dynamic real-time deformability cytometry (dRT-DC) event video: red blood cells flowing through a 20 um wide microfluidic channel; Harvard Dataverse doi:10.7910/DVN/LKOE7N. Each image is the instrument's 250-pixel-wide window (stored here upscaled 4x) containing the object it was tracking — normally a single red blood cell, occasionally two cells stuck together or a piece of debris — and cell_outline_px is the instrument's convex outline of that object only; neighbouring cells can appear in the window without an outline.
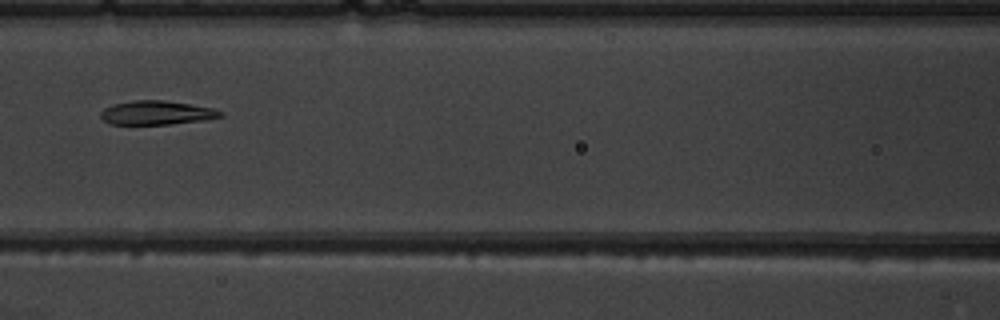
{"species": "common noctule bat (a hibernating species)", "species_latin": "Nyctalus noctula", "temperature_condition": "warm", "stored_images_in_passage": 8, "camera_frame_rate_fps": 3000, "um_per_image_px": 0.085, "animal": {"sex": "male", "body_mass_g": 19.5, "forearm_length_mm": 54.6}, "frame": {"image": 1, "passage_image": 6, "time_ms": 7.0, "image_size_px": [1000, 320], "cell_outline_px": [[224, 116], [208, 120], [172, 124], [112, 124], [104, 120], [100, 116], [100, 112], [104, 108], [112, 104], [132, 100], [164, 100], [212, 108], [224, 112]], "centroid_in_image_um": [13.33, 9.58], "position_along_channel_um": 153.3, "area_um2": 16.82}}
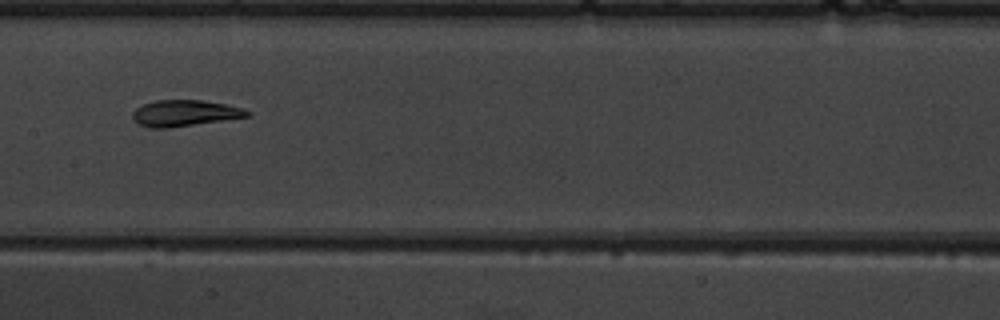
{"frame": {"image": 2, "passage_image": 7, "time_ms": 8.0, "image_size_px": [1000, 320], "cell_outline_px": [[252, 112], [248, 116], [168, 128], [152, 128], [136, 124], [132, 116], [132, 112], [136, 108], [144, 104], [156, 100], [204, 100], [244, 108]], "centroid_in_image_um": [15.66, 9.61], "position_along_channel_um": 191.7, "area_um2": 17.4}}
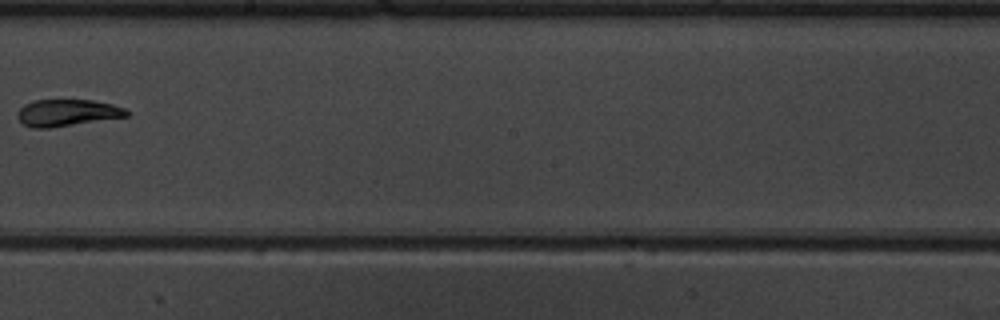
{"frame": {"image": 3, "passage_image": 8, "time_ms": 9.333, "image_size_px": [1000, 320], "cell_outline_px": [[128, 116], [48, 128], [32, 128], [24, 124], [16, 116], [16, 112], [24, 104], [36, 100], [92, 100], [112, 104], [124, 108], [128, 112]], "centroid_in_image_um": [5.67, 9.58], "position_along_channel_um": 242.5, "area_um2": 16.88}}